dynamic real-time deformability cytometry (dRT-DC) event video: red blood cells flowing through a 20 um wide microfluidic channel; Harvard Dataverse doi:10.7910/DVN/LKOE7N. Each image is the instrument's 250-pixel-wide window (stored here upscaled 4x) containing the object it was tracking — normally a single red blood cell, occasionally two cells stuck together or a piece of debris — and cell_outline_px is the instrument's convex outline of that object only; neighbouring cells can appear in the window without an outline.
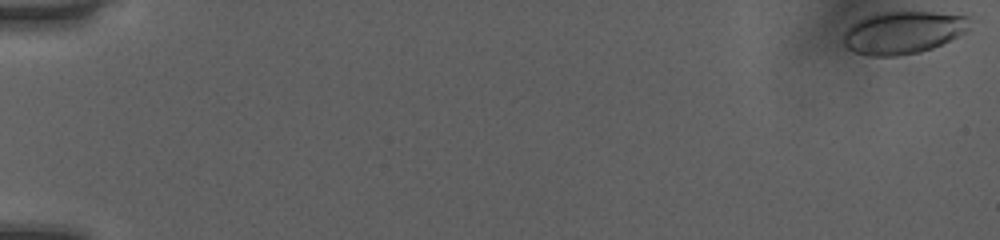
{"species": "human", "species_latin": "Homo sapiens", "temperature_condition": "room temperature", "stored_images_in_passage": 52, "camera_frame_rate_fps": 3000, "um_per_image_px": 0.085, "donor": {"sex": "female"}, "frame": {"image": 1, "passage_image": 1, "time_ms": 0.0, "image_size_px": [1000, 240], "cell_outline_px": [[980, 20], [964, 32], [932, 48], [920, 52], [896, 56], [872, 56], [856, 52], [848, 48], [840, 40], [844, 32], [852, 24], [864, 16], [884, 12], [932, 12], [968, 16]], "centroid_in_image_um": [76.8, 2.75], "position_along_channel_um": 8.2, "area_um2": 31.56}}
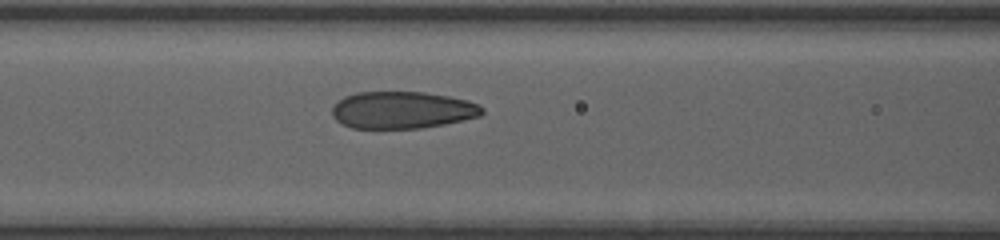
{"frame": {"image": 2, "passage_image": 24, "time_ms": 7.667, "image_size_px": [1000, 240], "cell_outline_px": [[484, 112], [480, 116], [444, 124], [420, 128], [352, 128], [336, 120], [332, 116], [332, 108], [344, 96], [356, 92], [424, 92], [448, 96], [468, 100], [480, 104], [484, 108]], "centroid_in_image_um": [34.22, 9.35], "position_along_channel_um": 132.4, "area_um2": 32.43}}
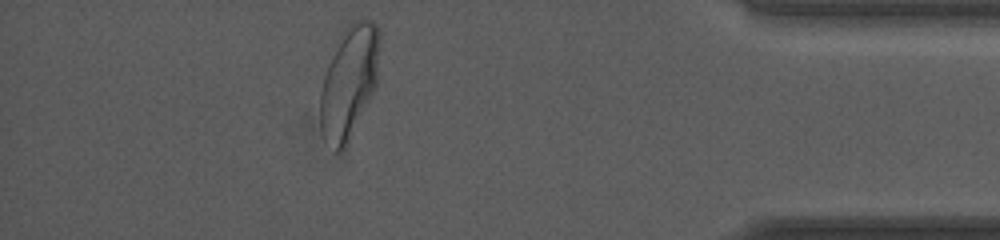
{"frame": {"image": 3, "passage_image": 47, "time_ms": 15.333, "image_size_px": [1000, 240], "cell_outline_px": [[380, 40], [376, 84], [344, 148], [340, 152], [336, 152], [320, 128], [320, 92], [324, 76], [340, 32], [348, 24], [364, 16], [372, 20], [376, 24], [380, 36]], "centroid_in_image_um": [29.67, 6.85], "position_along_channel_um": 405.5, "area_um2": 38.38}, "authors_computed_cell_mechanics": {"area_um2": 32.9749, "velocity_mm_per_s": 4.054, "shape_relaxation_time_tau1_ms": 4.3332, "shape_relaxation_time_tau2_ms": null, "deformation_change_tau1": 0.1635, "deformation_change_tau2": null}}